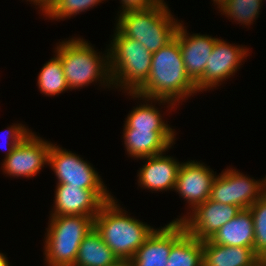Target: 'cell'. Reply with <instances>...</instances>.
Listing matches in <instances>:
<instances>
[{"mask_svg": "<svg viewBox=\"0 0 266 266\" xmlns=\"http://www.w3.org/2000/svg\"><path fill=\"white\" fill-rule=\"evenodd\" d=\"M124 211L112 197L94 218V228L118 259H131L155 229Z\"/></svg>", "mask_w": 266, "mask_h": 266, "instance_id": "2", "label": "cell"}, {"mask_svg": "<svg viewBox=\"0 0 266 266\" xmlns=\"http://www.w3.org/2000/svg\"><path fill=\"white\" fill-rule=\"evenodd\" d=\"M203 266H265L254 248L225 246L202 241Z\"/></svg>", "mask_w": 266, "mask_h": 266, "instance_id": "18", "label": "cell"}, {"mask_svg": "<svg viewBox=\"0 0 266 266\" xmlns=\"http://www.w3.org/2000/svg\"><path fill=\"white\" fill-rule=\"evenodd\" d=\"M214 3L216 2V4L218 5L217 7L219 8L220 6H222L227 0H213Z\"/></svg>", "mask_w": 266, "mask_h": 266, "instance_id": "32", "label": "cell"}, {"mask_svg": "<svg viewBox=\"0 0 266 266\" xmlns=\"http://www.w3.org/2000/svg\"><path fill=\"white\" fill-rule=\"evenodd\" d=\"M162 116L155 106L141 104L134 107L127 116L123 129H143L150 131H174L169 125L164 123Z\"/></svg>", "mask_w": 266, "mask_h": 266, "instance_id": "22", "label": "cell"}, {"mask_svg": "<svg viewBox=\"0 0 266 266\" xmlns=\"http://www.w3.org/2000/svg\"><path fill=\"white\" fill-rule=\"evenodd\" d=\"M44 256L48 266H74L80 244L94 228V218L84 215L51 216Z\"/></svg>", "mask_w": 266, "mask_h": 266, "instance_id": "6", "label": "cell"}, {"mask_svg": "<svg viewBox=\"0 0 266 266\" xmlns=\"http://www.w3.org/2000/svg\"><path fill=\"white\" fill-rule=\"evenodd\" d=\"M195 83L188 77L181 55L179 41L174 38L167 45L152 54L151 70L147 81L135 92L133 98L149 102L169 104L175 108L176 102L186 100L197 93Z\"/></svg>", "mask_w": 266, "mask_h": 266, "instance_id": "1", "label": "cell"}, {"mask_svg": "<svg viewBox=\"0 0 266 266\" xmlns=\"http://www.w3.org/2000/svg\"><path fill=\"white\" fill-rule=\"evenodd\" d=\"M109 266H135L132 259H117L112 265Z\"/></svg>", "mask_w": 266, "mask_h": 266, "instance_id": "30", "label": "cell"}, {"mask_svg": "<svg viewBox=\"0 0 266 266\" xmlns=\"http://www.w3.org/2000/svg\"><path fill=\"white\" fill-rule=\"evenodd\" d=\"M165 153L144 157L146 163L138 173V183L152 191L174 190L181 164Z\"/></svg>", "mask_w": 266, "mask_h": 266, "instance_id": "16", "label": "cell"}, {"mask_svg": "<svg viewBox=\"0 0 266 266\" xmlns=\"http://www.w3.org/2000/svg\"><path fill=\"white\" fill-rule=\"evenodd\" d=\"M182 23L176 31L181 55L188 77L196 84L204 74L206 63L218 38L208 35L188 34Z\"/></svg>", "mask_w": 266, "mask_h": 266, "instance_id": "15", "label": "cell"}, {"mask_svg": "<svg viewBox=\"0 0 266 266\" xmlns=\"http://www.w3.org/2000/svg\"><path fill=\"white\" fill-rule=\"evenodd\" d=\"M264 193L265 179L254 180L235 168H227L215 177L210 199L227 205H235L241 209H249Z\"/></svg>", "mask_w": 266, "mask_h": 266, "instance_id": "7", "label": "cell"}, {"mask_svg": "<svg viewBox=\"0 0 266 266\" xmlns=\"http://www.w3.org/2000/svg\"><path fill=\"white\" fill-rule=\"evenodd\" d=\"M254 224L250 209H242L224 224L209 240L225 246L254 248Z\"/></svg>", "mask_w": 266, "mask_h": 266, "instance_id": "19", "label": "cell"}, {"mask_svg": "<svg viewBox=\"0 0 266 266\" xmlns=\"http://www.w3.org/2000/svg\"><path fill=\"white\" fill-rule=\"evenodd\" d=\"M109 52V68L115 88L135 93L148 79L152 53L141 43L124 36L117 28Z\"/></svg>", "mask_w": 266, "mask_h": 266, "instance_id": "5", "label": "cell"}, {"mask_svg": "<svg viewBox=\"0 0 266 266\" xmlns=\"http://www.w3.org/2000/svg\"><path fill=\"white\" fill-rule=\"evenodd\" d=\"M213 172L209 166L194 160L181 163L174 190L187 200L192 211L210 199L212 184L217 176Z\"/></svg>", "mask_w": 266, "mask_h": 266, "instance_id": "13", "label": "cell"}, {"mask_svg": "<svg viewBox=\"0 0 266 266\" xmlns=\"http://www.w3.org/2000/svg\"><path fill=\"white\" fill-rule=\"evenodd\" d=\"M254 224V251L266 263V192L249 207Z\"/></svg>", "mask_w": 266, "mask_h": 266, "instance_id": "25", "label": "cell"}, {"mask_svg": "<svg viewBox=\"0 0 266 266\" xmlns=\"http://www.w3.org/2000/svg\"><path fill=\"white\" fill-rule=\"evenodd\" d=\"M4 136L6 137L7 142L5 143L7 146V152L5 154V158H7L13 151V149L25 138L27 137L31 131L29 128L27 129L22 124H13L11 127L6 129ZM10 143H9V142ZM4 148V146H3Z\"/></svg>", "mask_w": 266, "mask_h": 266, "instance_id": "27", "label": "cell"}, {"mask_svg": "<svg viewBox=\"0 0 266 266\" xmlns=\"http://www.w3.org/2000/svg\"><path fill=\"white\" fill-rule=\"evenodd\" d=\"M33 2V4H36L39 6L40 11L42 12L53 2V0H27Z\"/></svg>", "mask_w": 266, "mask_h": 266, "instance_id": "29", "label": "cell"}, {"mask_svg": "<svg viewBox=\"0 0 266 266\" xmlns=\"http://www.w3.org/2000/svg\"><path fill=\"white\" fill-rule=\"evenodd\" d=\"M246 47L228 44L217 39L206 63L202 78L195 84L197 91H206L228 79L240 68L241 62L248 55Z\"/></svg>", "mask_w": 266, "mask_h": 266, "instance_id": "12", "label": "cell"}, {"mask_svg": "<svg viewBox=\"0 0 266 266\" xmlns=\"http://www.w3.org/2000/svg\"><path fill=\"white\" fill-rule=\"evenodd\" d=\"M118 16L115 27L124 36L141 42L152 54L175 38L180 24L163 0L150 9L126 11Z\"/></svg>", "mask_w": 266, "mask_h": 266, "instance_id": "4", "label": "cell"}, {"mask_svg": "<svg viewBox=\"0 0 266 266\" xmlns=\"http://www.w3.org/2000/svg\"><path fill=\"white\" fill-rule=\"evenodd\" d=\"M117 259L101 235L93 228L80 244L74 266H109Z\"/></svg>", "mask_w": 266, "mask_h": 266, "instance_id": "20", "label": "cell"}, {"mask_svg": "<svg viewBox=\"0 0 266 266\" xmlns=\"http://www.w3.org/2000/svg\"><path fill=\"white\" fill-rule=\"evenodd\" d=\"M55 49V55L61 59L69 89H79L95 81H100L102 85L107 84L109 88L113 85L109 68V52L102 56L98 55L92 44L90 45L83 38L62 41Z\"/></svg>", "mask_w": 266, "mask_h": 266, "instance_id": "3", "label": "cell"}, {"mask_svg": "<svg viewBox=\"0 0 266 266\" xmlns=\"http://www.w3.org/2000/svg\"><path fill=\"white\" fill-rule=\"evenodd\" d=\"M241 210L240 207L235 205H227L207 199L191 213H188L187 217L176 218L173 222H181L189 235L203 241L210 239Z\"/></svg>", "mask_w": 266, "mask_h": 266, "instance_id": "11", "label": "cell"}, {"mask_svg": "<svg viewBox=\"0 0 266 266\" xmlns=\"http://www.w3.org/2000/svg\"><path fill=\"white\" fill-rule=\"evenodd\" d=\"M125 149L131 157L144 158L162 154L172 147L174 131H150L143 129H124Z\"/></svg>", "mask_w": 266, "mask_h": 266, "instance_id": "17", "label": "cell"}, {"mask_svg": "<svg viewBox=\"0 0 266 266\" xmlns=\"http://www.w3.org/2000/svg\"><path fill=\"white\" fill-rule=\"evenodd\" d=\"M264 179H265V192H266V177Z\"/></svg>", "mask_w": 266, "mask_h": 266, "instance_id": "33", "label": "cell"}, {"mask_svg": "<svg viewBox=\"0 0 266 266\" xmlns=\"http://www.w3.org/2000/svg\"><path fill=\"white\" fill-rule=\"evenodd\" d=\"M202 241L187 232L171 247L166 266H203Z\"/></svg>", "mask_w": 266, "mask_h": 266, "instance_id": "21", "label": "cell"}, {"mask_svg": "<svg viewBox=\"0 0 266 266\" xmlns=\"http://www.w3.org/2000/svg\"><path fill=\"white\" fill-rule=\"evenodd\" d=\"M76 153L68 152L52 144L49 150L48 165L57 177V183L80 186L84 189H107L95 168Z\"/></svg>", "mask_w": 266, "mask_h": 266, "instance_id": "8", "label": "cell"}, {"mask_svg": "<svg viewBox=\"0 0 266 266\" xmlns=\"http://www.w3.org/2000/svg\"><path fill=\"white\" fill-rule=\"evenodd\" d=\"M104 0H53V2L42 12L50 19L70 18L80 12H84Z\"/></svg>", "mask_w": 266, "mask_h": 266, "instance_id": "26", "label": "cell"}, {"mask_svg": "<svg viewBox=\"0 0 266 266\" xmlns=\"http://www.w3.org/2000/svg\"><path fill=\"white\" fill-rule=\"evenodd\" d=\"M162 0H121V4H123L122 10H120V14L126 11H135V10H144L150 9L156 5H158Z\"/></svg>", "mask_w": 266, "mask_h": 266, "instance_id": "28", "label": "cell"}, {"mask_svg": "<svg viewBox=\"0 0 266 266\" xmlns=\"http://www.w3.org/2000/svg\"><path fill=\"white\" fill-rule=\"evenodd\" d=\"M37 83L41 93L47 96L59 95L69 90L61 59L57 55L44 64L39 72Z\"/></svg>", "mask_w": 266, "mask_h": 266, "instance_id": "23", "label": "cell"}, {"mask_svg": "<svg viewBox=\"0 0 266 266\" xmlns=\"http://www.w3.org/2000/svg\"><path fill=\"white\" fill-rule=\"evenodd\" d=\"M0 266H10L9 260H7L6 255L0 252Z\"/></svg>", "mask_w": 266, "mask_h": 266, "instance_id": "31", "label": "cell"}, {"mask_svg": "<svg viewBox=\"0 0 266 266\" xmlns=\"http://www.w3.org/2000/svg\"><path fill=\"white\" fill-rule=\"evenodd\" d=\"M51 143L31 132L3 161V172L12 177L32 178L48 164Z\"/></svg>", "mask_w": 266, "mask_h": 266, "instance_id": "10", "label": "cell"}, {"mask_svg": "<svg viewBox=\"0 0 266 266\" xmlns=\"http://www.w3.org/2000/svg\"><path fill=\"white\" fill-rule=\"evenodd\" d=\"M263 0H227L219 7L220 12L241 25H249L258 17Z\"/></svg>", "mask_w": 266, "mask_h": 266, "instance_id": "24", "label": "cell"}, {"mask_svg": "<svg viewBox=\"0 0 266 266\" xmlns=\"http://www.w3.org/2000/svg\"><path fill=\"white\" fill-rule=\"evenodd\" d=\"M186 233L181 222L155 229L131 258L135 266H166L171 247Z\"/></svg>", "mask_w": 266, "mask_h": 266, "instance_id": "14", "label": "cell"}, {"mask_svg": "<svg viewBox=\"0 0 266 266\" xmlns=\"http://www.w3.org/2000/svg\"><path fill=\"white\" fill-rule=\"evenodd\" d=\"M113 196L107 189H84L57 183L51 216L84 215L95 218L102 205Z\"/></svg>", "mask_w": 266, "mask_h": 266, "instance_id": "9", "label": "cell"}]
</instances>
